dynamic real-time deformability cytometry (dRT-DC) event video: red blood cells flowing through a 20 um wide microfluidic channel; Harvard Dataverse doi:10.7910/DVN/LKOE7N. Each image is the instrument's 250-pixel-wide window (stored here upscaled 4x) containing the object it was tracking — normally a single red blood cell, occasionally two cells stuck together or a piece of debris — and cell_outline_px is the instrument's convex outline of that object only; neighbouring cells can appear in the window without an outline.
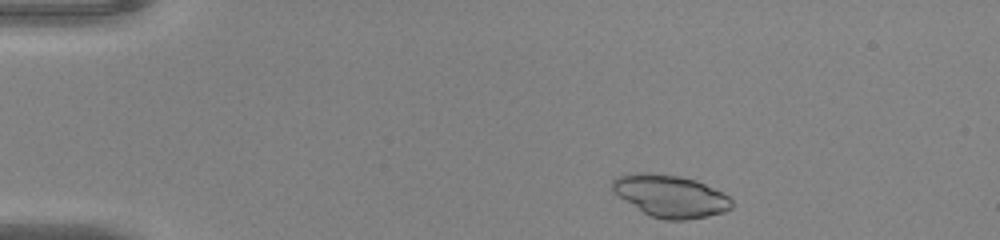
{"species": "common noctule bat (a hibernating species)", "species_latin": "Nyctalus noctula", "temperature_condition": "warm", "stored_images_in_passage": 43, "camera_frame_rate_fps": 3000, "um_per_image_px": 0.085, "animal": {"sex": "male", "body_mass_g": 20.0, "forearm_length_mm": 53.3}, "frame": {"image": 1, "passage_image": 2, "time_ms": 0.333, "image_size_px": [1000, 240], "cell_outline_px": [[732, 208], [724, 212], [708, 216], [684, 220], [664, 220], [648, 216], [612, 192], [612, 180], [616, 176], [636, 172], [648, 172], [676, 176], [696, 180], [728, 196], [732, 200]], "centroid_in_image_um": [56.94, 16.67], "position_along_channel_um": 28.1, "area_um2": 29.42}}
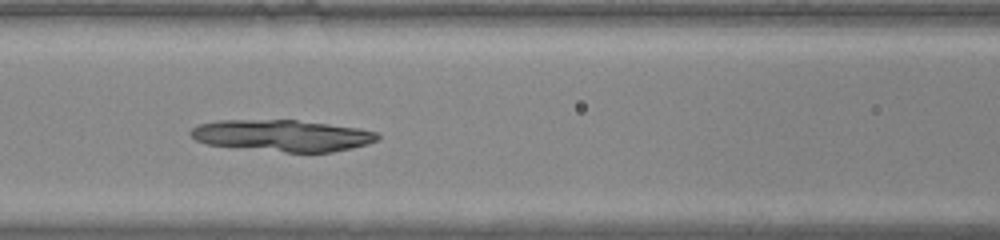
{"frame": {"image": 2, "passage_image": 16, "time_ms": 5.0, "image_size_px": [1000, 240], "cell_outline_px": [[380, 136], [376, 140], [368, 144], [352, 148], [332, 152], [284, 152], [208, 144], [196, 140], [188, 132], [192, 128], [200, 124], [216, 120], [296, 120], [360, 128], [376, 132]], "centroid_in_image_um": [24.01, 11.52], "position_along_channel_um": 142.6, "area_um2": 34.16}}